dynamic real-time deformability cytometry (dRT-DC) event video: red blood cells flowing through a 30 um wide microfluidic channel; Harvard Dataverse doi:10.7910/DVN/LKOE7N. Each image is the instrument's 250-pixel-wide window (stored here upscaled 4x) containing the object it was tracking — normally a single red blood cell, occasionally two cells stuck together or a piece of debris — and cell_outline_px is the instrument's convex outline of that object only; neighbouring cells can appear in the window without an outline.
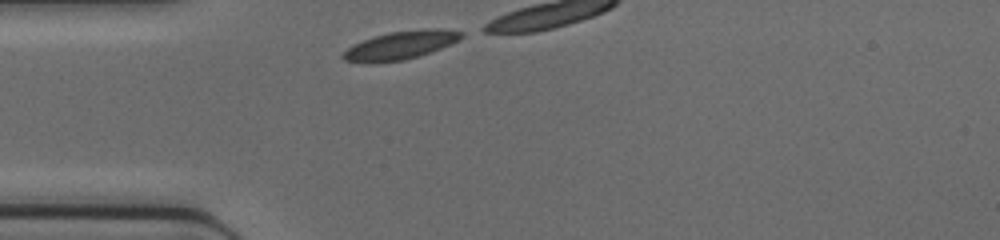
{"species": "common noctule bat (a hibernating species)", "species_latin": "Nyctalus noctula", "temperature_condition": "cold", "stored_images_in_passage": 7, "camera_frame_rate_fps": 3000, "um_per_image_px": 0.085, "animal": {"sex": "female", "body_mass_g": 17.0, "forearm_length_mm": 48.0}, "frame": {"image": 1, "passage_image": 1, "time_ms": 0.0, "image_size_px": [1000, 240], "cell_outline_px": [[464, 36], [460, 40], [420, 56], [404, 60], [344, 60], [340, 56], [352, 44], [376, 36], [392, 32], [428, 28], [440, 28], [464, 32]], "centroid_in_image_um": [34.16, 3.79], "position_along_channel_um": 50.8, "area_um2": 18.73}}
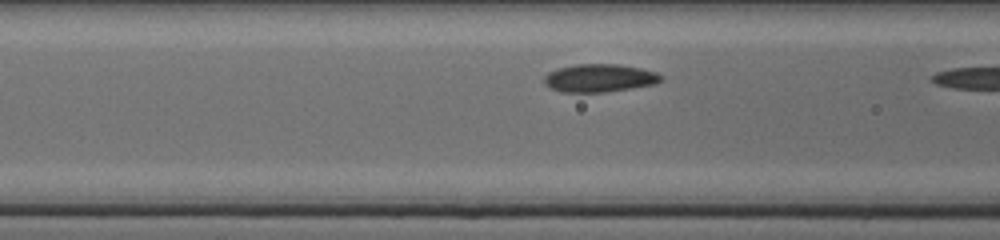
{"frame": {"image": 2, "passage_image": 6, "time_ms": 1.667, "image_size_px": [1000, 240], "cell_outline_px": [[664, 76], [656, 84], [632, 88], [604, 92], [560, 92], [544, 84], [544, 76], [548, 72], [556, 68], [576, 64], [620, 64], [640, 68], [656, 72]], "centroid_in_image_um": [50.94, 6.63], "position_along_channel_um": 115.7, "area_um2": 19.19}}